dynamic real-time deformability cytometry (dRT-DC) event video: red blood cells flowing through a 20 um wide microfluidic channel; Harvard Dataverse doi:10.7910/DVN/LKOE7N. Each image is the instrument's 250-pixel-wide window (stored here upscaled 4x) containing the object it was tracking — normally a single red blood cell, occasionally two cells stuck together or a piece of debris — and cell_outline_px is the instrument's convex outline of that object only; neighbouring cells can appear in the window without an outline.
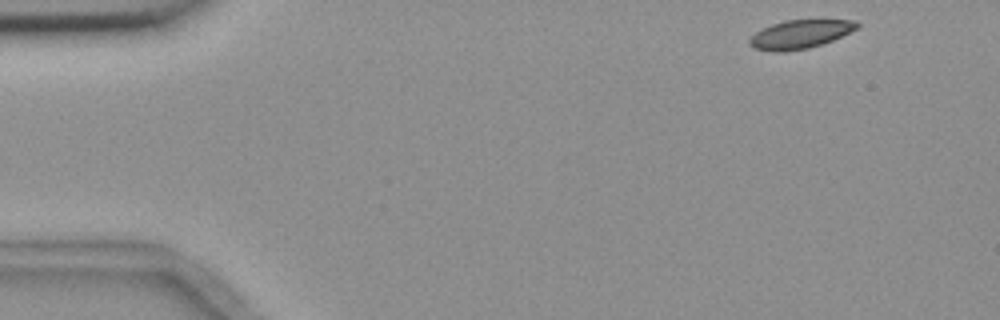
{"species": "common noctule bat (a hibernating species)", "species_latin": "Nyctalus noctula", "temperature_condition": "room temperature", "stored_images_in_passage": 9, "camera_frame_rate_fps": 3000, "um_per_image_px": 0.085, "animal": {"sex": "female", "body_mass_g": 18.4}, "frame": {"image": 1, "passage_image": 1, "time_ms": 0.0, "image_size_px": [1000, 320], "cell_outline_px": [[860, 24], [856, 28], [832, 40], [808, 48], [780, 52], [772, 52], [756, 48], [748, 44], [748, 40], [756, 32], [772, 24], [784, 20], [856, 20]], "centroid_in_image_um": [67.97, 2.91], "position_along_channel_um": 17.0, "area_um2": 17.57}}
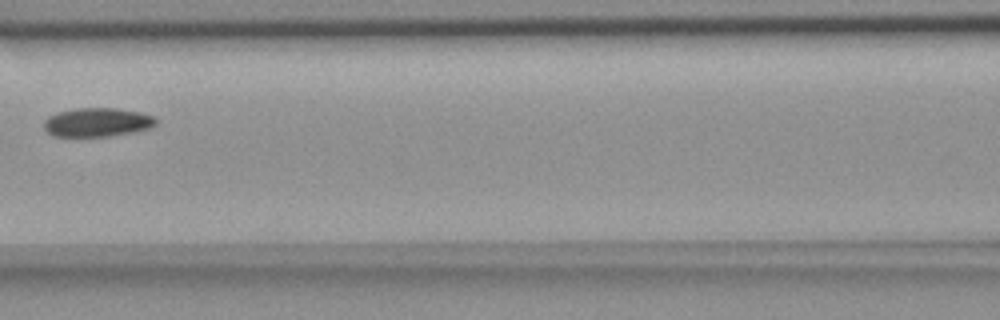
{"frame": {"image": 2, "passage_image": 6, "time_ms": 6.667, "image_size_px": [1000, 320], "cell_outline_px": [[156, 124], [152, 128], [112, 136], [52, 136], [44, 128], [44, 120], [48, 116], [56, 112], [72, 108], [116, 108], [140, 112], [152, 116], [156, 120]], "centroid_in_image_um": [8.24, 10.39], "position_along_channel_um": 158.4, "area_um2": 18.96}}
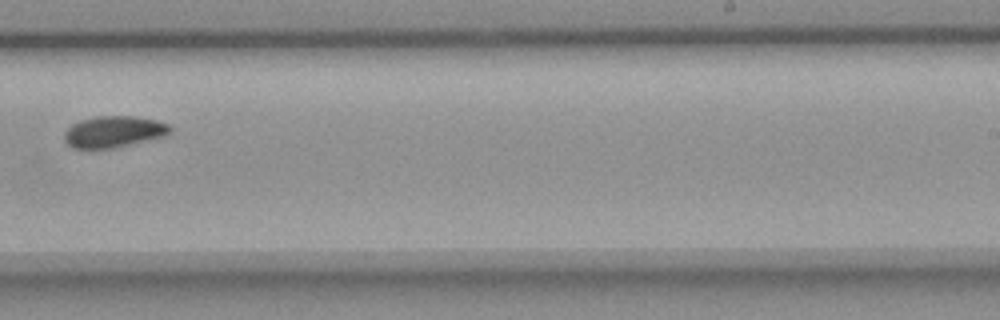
{"frame": {"image": 3, "passage_image": 9, "time_ms": 10.0, "image_size_px": [1000, 320], "cell_outline_px": [[172, 132], [164, 136], [112, 148], [72, 148], [64, 140], [64, 132], [72, 124], [80, 120], [96, 116], [132, 116], [156, 120], [168, 124], [172, 128]], "centroid_in_image_um": [9.66, 11.19], "position_along_channel_um": 279.3, "area_um2": 19.25}}